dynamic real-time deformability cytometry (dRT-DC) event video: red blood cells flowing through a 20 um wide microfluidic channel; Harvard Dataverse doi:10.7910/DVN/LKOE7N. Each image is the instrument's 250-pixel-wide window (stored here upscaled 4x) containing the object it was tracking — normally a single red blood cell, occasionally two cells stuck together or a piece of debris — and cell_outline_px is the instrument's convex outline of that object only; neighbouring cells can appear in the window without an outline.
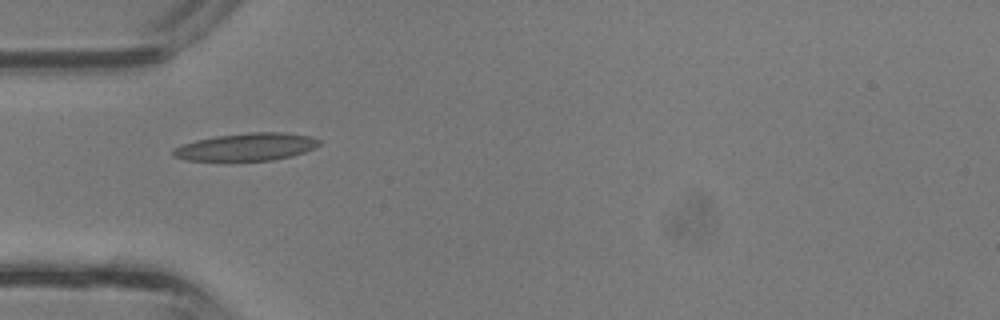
{"species": "common noctule bat (a hibernating species)", "species_latin": "Nyctalus noctula", "temperature_condition": "room temperature", "stored_images_in_passage": 27, "camera_frame_rate_fps": 3000, "um_per_image_px": 0.085, "animal": {"sex": "male", "body_mass_g": 13.3}, "frame": {"image": 1, "passage_image": 1, "time_ms": 0.0, "image_size_px": [1000, 320], "cell_outline_px": [[320, 144], [316, 148], [292, 156], [272, 160], [184, 160], [172, 156], [172, 148], [180, 144], [196, 140], [216, 136], [252, 132], [284, 132], [312, 136], [320, 140]], "centroid_in_image_um": [20.95, 12.48], "position_along_channel_um": 64.1, "area_um2": 23.58}}
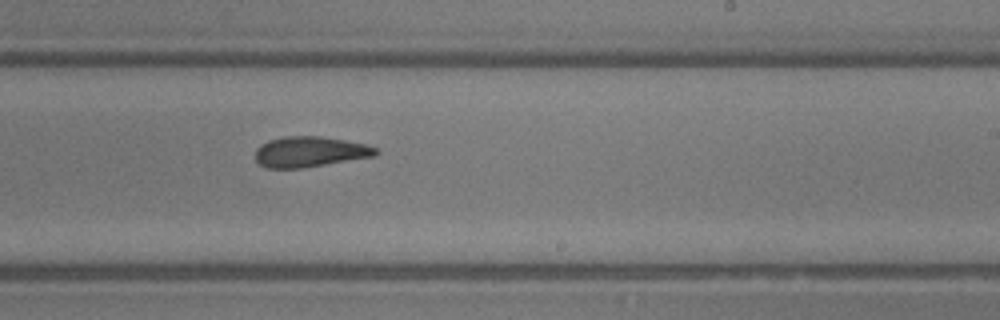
{"frame": {"image": 2, "passage_image": 12, "time_ms": 3.667, "image_size_px": [1000, 320], "cell_outline_px": [[380, 152], [376, 156], [304, 168], [268, 168], [260, 164], [256, 160], [256, 148], [260, 144], [268, 140], [284, 136], [320, 136], [344, 140], [364, 144], [376, 148]], "centroid_in_image_um": [26.34, 12.9], "position_along_channel_um": 262.7, "area_um2": 21.5}}
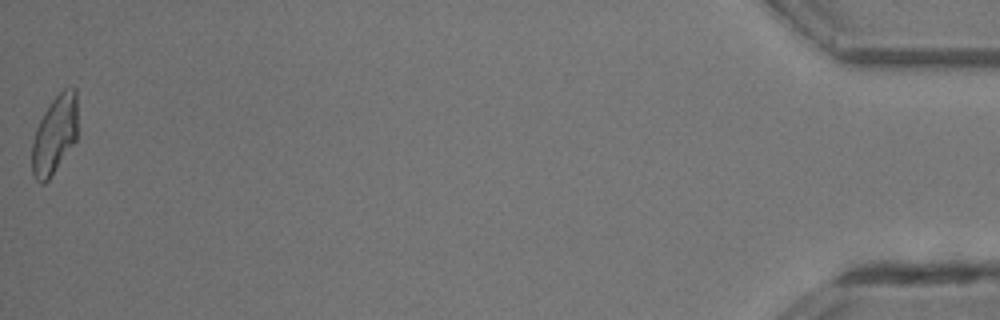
{"frame": {"image": 3, "passage_image": 27, "time_ms": 8.667, "image_size_px": [1000, 320], "cell_outline_px": [[76, 140], [48, 180], [44, 184], [40, 184], [36, 180], [32, 172], [32, 144], [36, 128], [44, 112], [52, 100], [64, 88], [76, 88]], "centroid_in_image_um": [4.62, 11.47], "position_along_channel_um": 430.6, "area_um2": 20.52}}